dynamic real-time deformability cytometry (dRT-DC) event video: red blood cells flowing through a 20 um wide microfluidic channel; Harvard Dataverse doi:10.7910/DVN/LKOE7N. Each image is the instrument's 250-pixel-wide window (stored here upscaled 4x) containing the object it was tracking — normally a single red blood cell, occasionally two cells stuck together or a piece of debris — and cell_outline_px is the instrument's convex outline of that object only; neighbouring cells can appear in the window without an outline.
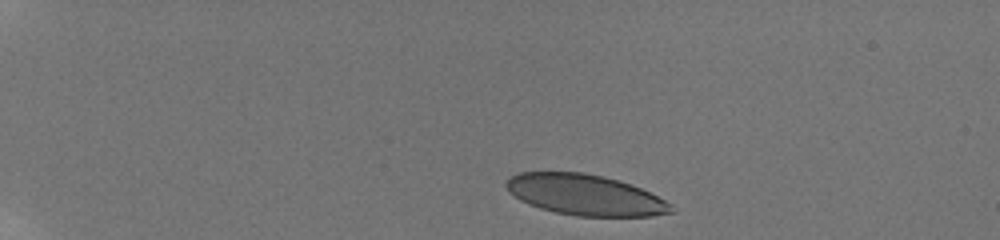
{"species": "human", "species_latin": "Homo sapiens", "temperature_condition": "room temperature", "stored_images_in_passage": 5, "camera_frame_rate_fps": 3000, "um_per_image_px": 0.085, "donor": {"sex": "male"}, "frame": {"image": 1, "passage_image": 1, "time_ms": 0.0, "image_size_px": [1000, 240], "cell_outline_px": [[676, 212], [652, 216], [576, 216], [556, 212], [540, 208], [528, 204], [520, 200], [504, 184], [512, 176], [520, 172], [584, 172], [604, 176], [632, 184], [664, 200]], "centroid_in_image_um": [49.74, 16.56], "position_along_channel_um": 35.3, "area_um2": 38.84}}
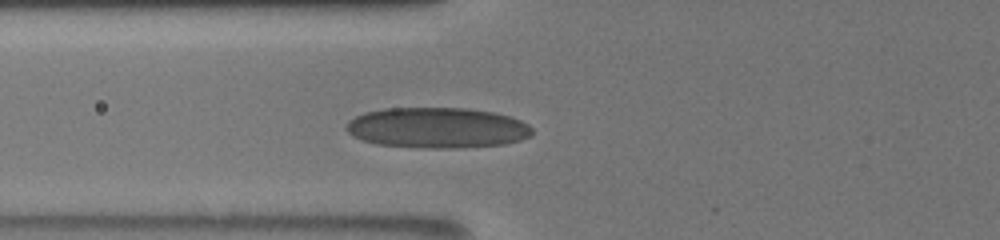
{"frame": {"image": 2, "passage_image": 5, "time_ms": 4.0, "image_size_px": [1000, 240], "cell_outline_px": [[532, 136], [520, 140], [504, 144], [452, 148], [424, 148], [376, 144], [352, 136], [344, 128], [348, 120], [364, 112], [384, 108], [468, 108], [496, 112], [520, 120], [528, 124], [532, 128]], "centroid_in_image_um": [37.15, 10.85], "position_along_channel_um": 88.7, "area_um2": 44.22}}